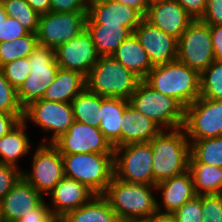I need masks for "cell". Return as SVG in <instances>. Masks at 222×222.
I'll list each match as a JSON object with an SVG mask.
<instances>
[{
    "instance_id": "obj_3",
    "label": "cell",
    "mask_w": 222,
    "mask_h": 222,
    "mask_svg": "<svg viewBox=\"0 0 222 222\" xmlns=\"http://www.w3.org/2000/svg\"><path fill=\"white\" fill-rule=\"evenodd\" d=\"M86 89L102 97L129 100L141 79L112 55L99 56L85 77Z\"/></svg>"
},
{
    "instance_id": "obj_12",
    "label": "cell",
    "mask_w": 222,
    "mask_h": 222,
    "mask_svg": "<svg viewBox=\"0 0 222 222\" xmlns=\"http://www.w3.org/2000/svg\"><path fill=\"white\" fill-rule=\"evenodd\" d=\"M23 120H31L45 132H52L49 142L47 141L45 144H53L67 132L75 121L71 103L44 99L34 101L26 106Z\"/></svg>"
},
{
    "instance_id": "obj_8",
    "label": "cell",
    "mask_w": 222,
    "mask_h": 222,
    "mask_svg": "<svg viewBox=\"0 0 222 222\" xmlns=\"http://www.w3.org/2000/svg\"><path fill=\"white\" fill-rule=\"evenodd\" d=\"M114 177L129 183L154 185L151 144L131 143L114 148Z\"/></svg>"
},
{
    "instance_id": "obj_47",
    "label": "cell",
    "mask_w": 222,
    "mask_h": 222,
    "mask_svg": "<svg viewBox=\"0 0 222 222\" xmlns=\"http://www.w3.org/2000/svg\"><path fill=\"white\" fill-rule=\"evenodd\" d=\"M26 2L40 15L50 12V0H26Z\"/></svg>"
},
{
    "instance_id": "obj_37",
    "label": "cell",
    "mask_w": 222,
    "mask_h": 222,
    "mask_svg": "<svg viewBox=\"0 0 222 222\" xmlns=\"http://www.w3.org/2000/svg\"><path fill=\"white\" fill-rule=\"evenodd\" d=\"M202 222H222V194L201 195Z\"/></svg>"
},
{
    "instance_id": "obj_18",
    "label": "cell",
    "mask_w": 222,
    "mask_h": 222,
    "mask_svg": "<svg viewBox=\"0 0 222 222\" xmlns=\"http://www.w3.org/2000/svg\"><path fill=\"white\" fill-rule=\"evenodd\" d=\"M144 19L177 40L193 19L176 0H153Z\"/></svg>"
},
{
    "instance_id": "obj_29",
    "label": "cell",
    "mask_w": 222,
    "mask_h": 222,
    "mask_svg": "<svg viewBox=\"0 0 222 222\" xmlns=\"http://www.w3.org/2000/svg\"><path fill=\"white\" fill-rule=\"evenodd\" d=\"M197 195L222 194V168L203 163H189Z\"/></svg>"
},
{
    "instance_id": "obj_7",
    "label": "cell",
    "mask_w": 222,
    "mask_h": 222,
    "mask_svg": "<svg viewBox=\"0 0 222 222\" xmlns=\"http://www.w3.org/2000/svg\"><path fill=\"white\" fill-rule=\"evenodd\" d=\"M28 60L30 73L17 90L18 100L23 108L43 98L60 68L56 62L55 50L47 46H36Z\"/></svg>"
},
{
    "instance_id": "obj_14",
    "label": "cell",
    "mask_w": 222,
    "mask_h": 222,
    "mask_svg": "<svg viewBox=\"0 0 222 222\" xmlns=\"http://www.w3.org/2000/svg\"><path fill=\"white\" fill-rule=\"evenodd\" d=\"M53 145L61 155L100 153L113 154L114 147L99 128L74 121L72 126Z\"/></svg>"
},
{
    "instance_id": "obj_45",
    "label": "cell",
    "mask_w": 222,
    "mask_h": 222,
    "mask_svg": "<svg viewBox=\"0 0 222 222\" xmlns=\"http://www.w3.org/2000/svg\"><path fill=\"white\" fill-rule=\"evenodd\" d=\"M24 114H7L0 111V138L9 133L21 120Z\"/></svg>"
},
{
    "instance_id": "obj_34",
    "label": "cell",
    "mask_w": 222,
    "mask_h": 222,
    "mask_svg": "<svg viewBox=\"0 0 222 222\" xmlns=\"http://www.w3.org/2000/svg\"><path fill=\"white\" fill-rule=\"evenodd\" d=\"M200 97L222 100V62L215 60L200 74Z\"/></svg>"
},
{
    "instance_id": "obj_20",
    "label": "cell",
    "mask_w": 222,
    "mask_h": 222,
    "mask_svg": "<svg viewBox=\"0 0 222 222\" xmlns=\"http://www.w3.org/2000/svg\"><path fill=\"white\" fill-rule=\"evenodd\" d=\"M50 209L55 217H64L69 211L75 210L89 202L96 194L84 184L64 177L50 191Z\"/></svg>"
},
{
    "instance_id": "obj_26",
    "label": "cell",
    "mask_w": 222,
    "mask_h": 222,
    "mask_svg": "<svg viewBox=\"0 0 222 222\" xmlns=\"http://www.w3.org/2000/svg\"><path fill=\"white\" fill-rule=\"evenodd\" d=\"M26 121L21 120L9 133L0 138V164L18 167L19 158L29 153L30 139L25 132Z\"/></svg>"
},
{
    "instance_id": "obj_52",
    "label": "cell",
    "mask_w": 222,
    "mask_h": 222,
    "mask_svg": "<svg viewBox=\"0 0 222 222\" xmlns=\"http://www.w3.org/2000/svg\"><path fill=\"white\" fill-rule=\"evenodd\" d=\"M52 222H66L63 217H56Z\"/></svg>"
},
{
    "instance_id": "obj_11",
    "label": "cell",
    "mask_w": 222,
    "mask_h": 222,
    "mask_svg": "<svg viewBox=\"0 0 222 222\" xmlns=\"http://www.w3.org/2000/svg\"><path fill=\"white\" fill-rule=\"evenodd\" d=\"M87 12H48L39 16L38 44L56 49L86 29Z\"/></svg>"
},
{
    "instance_id": "obj_43",
    "label": "cell",
    "mask_w": 222,
    "mask_h": 222,
    "mask_svg": "<svg viewBox=\"0 0 222 222\" xmlns=\"http://www.w3.org/2000/svg\"><path fill=\"white\" fill-rule=\"evenodd\" d=\"M200 20L208 25H222V0H207Z\"/></svg>"
},
{
    "instance_id": "obj_35",
    "label": "cell",
    "mask_w": 222,
    "mask_h": 222,
    "mask_svg": "<svg viewBox=\"0 0 222 222\" xmlns=\"http://www.w3.org/2000/svg\"><path fill=\"white\" fill-rule=\"evenodd\" d=\"M0 111L7 114H24L17 96V90L0 71Z\"/></svg>"
},
{
    "instance_id": "obj_39",
    "label": "cell",
    "mask_w": 222,
    "mask_h": 222,
    "mask_svg": "<svg viewBox=\"0 0 222 222\" xmlns=\"http://www.w3.org/2000/svg\"><path fill=\"white\" fill-rule=\"evenodd\" d=\"M19 167L0 164V202L22 177L23 170Z\"/></svg>"
},
{
    "instance_id": "obj_36",
    "label": "cell",
    "mask_w": 222,
    "mask_h": 222,
    "mask_svg": "<svg viewBox=\"0 0 222 222\" xmlns=\"http://www.w3.org/2000/svg\"><path fill=\"white\" fill-rule=\"evenodd\" d=\"M0 71L9 83L18 90L30 73L28 57L8 62L0 67Z\"/></svg>"
},
{
    "instance_id": "obj_10",
    "label": "cell",
    "mask_w": 222,
    "mask_h": 222,
    "mask_svg": "<svg viewBox=\"0 0 222 222\" xmlns=\"http://www.w3.org/2000/svg\"><path fill=\"white\" fill-rule=\"evenodd\" d=\"M183 128L189 141L222 136V100L196 99L185 108Z\"/></svg>"
},
{
    "instance_id": "obj_38",
    "label": "cell",
    "mask_w": 222,
    "mask_h": 222,
    "mask_svg": "<svg viewBox=\"0 0 222 222\" xmlns=\"http://www.w3.org/2000/svg\"><path fill=\"white\" fill-rule=\"evenodd\" d=\"M172 214L176 222H202L201 195H196Z\"/></svg>"
},
{
    "instance_id": "obj_2",
    "label": "cell",
    "mask_w": 222,
    "mask_h": 222,
    "mask_svg": "<svg viewBox=\"0 0 222 222\" xmlns=\"http://www.w3.org/2000/svg\"><path fill=\"white\" fill-rule=\"evenodd\" d=\"M144 81L155 91L177 100L184 108L200 97V73L178 60L154 65Z\"/></svg>"
},
{
    "instance_id": "obj_30",
    "label": "cell",
    "mask_w": 222,
    "mask_h": 222,
    "mask_svg": "<svg viewBox=\"0 0 222 222\" xmlns=\"http://www.w3.org/2000/svg\"><path fill=\"white\" fill-rule=\"evenodd\" d=\"M77 122L99 128L101 121V96L86 88L71 101Z\"/></svg>"
},
{
    "instance_id": "obj_13",
    "label": "cell",
    "mask_w": 222,
    "mask_h": 222,
    "mask_svg": "<svg viewBox=\"0 0 222 222\" xmlns=\"http://www.w3.org/2000/svg\"><path fill=\"white\" fill-rule=\"evenodd\" d=\"M32 163V171H23L22 177L42 195L49 194L65 177L62 155L53 144L40 143Z\"/></svg>"
},
{
    "instance_id": "obj_49",
    "label": "cell",
    "mask_w": 222,
    "mask_h": 222,
    "mask_svg": "<svg viewBox=\"0 0 222 222\" xmlns=\"http://www.w3.org/2000/svg\"><path fill=\"white\" fill-rule=\"evenodd\" d=\"M147 222H176L174 215L172 213L155 211L148 218H146Z\"/></svg>"
},
{
    "instance_id": "obj_19",
    "label": "cell",
    "mask_w": 222,
    "mask_h": 222,
    "mask_svg": "<svg viewBox=\"0 0 222 222\" xmlns=\"http://www.w3.org/2000/svg\"><path fill=\"white\" fill-rule=\"evenodd\" d=\"M43 200V195L21 177L0 202L3 221L17 222Z\"/></svg>"
},
{
    "instance_id": "obj_42",
    "label": "cell",
    "mask_w": 222,
    "mask_h": 222,
    "mask_svg": "<svg viewBox=\"0 0 222 222\" xmlns=\"http://www.w3.org/2000/svg\"><path fill=\"white\" fill-rule=\"evenodd\" d=\"M43 200L37 207L23 215L17 222H52L56 217Z\"/></svg>"
},
{
    "instance_id": "obj_23",
    "label": "cell",
    "mask_w": 222,
    "mask_h": 222,
    "mask_svg": "<svg viewBox=\"0 0 222 222\" xmlns=\"http://www.w3.org/2000/svg\"><path fill=\"white\" fill-rule=\"evenodd\" d=\"M129 100L101 96V121L99 129L115 148L122 146V116Z\"/></svg>"
},
{
    "instance_id": "obj_9",
    "label": "cell",
    "mask_w": 222,
    "mask_h": 222,
    "mask_svg": "<svg viewBox=\"0 0 222 222\" xmlns=\"http://www.w3.org/2000/svg\"><path fill=\"white\" fill-rule=\"evenodd\" d=\"M177 60L200 74L215 61L210 26L193 20L178 39Z\"/></svg>"
},
{
    "instance_id": "obj_48",
    "label": "cell",
    "mask_w": 222,
    "mask_h": 222,
    "mask_svg": "<svg viewBox=\"0 0 222 222\" xmlns=\"http://www.w3.org/2000/svg\"><path fill=\"white\" fill-rule=\"evenodd\" d=\"M122 4L133 7L138 10L143 16L146 15L149 0H117Z\"/></svg>"
},
{
    "instance_id": "obj_53",
    "label": "cell",
    "mask_w": 222,
    "mask_h": 222,
    "mask_svg": "<svg viewBox=\"0 0 222 222\" xmlns=\"http://www.w3.org/2000/svg\"><path fill=\"white\" fill-rule=\"evenodd\" d=\"M0 222H4L2 218L1 208H0Z\"/></svg>"
},
{
    "instance_id": "obj_41",
    "label": "cell",
    "mask_w": 222,
    "mask_h": 222,
    "mask_svg": "<svg viewBox=\"0 0 222 222\" xmlns=\"http://www.w3.org/2000/svg\"><path fill=\"white\" fill-rule=\"evenodd\" d=\"M89 0H50V12H88Z\"/></svg>"
},
{
    "instance_id": "obj_27",
    "label": "cell",
    "mask_w": 222,
    "mask_h": 222,
    "mask_svg": "<svg viewBox=\"0 0 222 222\" xmlns=\"http://www.w3.org/2000/svg\"><path fill=\"white\" fill-rule=\"evenodd\" d=\"M99 56L112 55L132 32L122 25H86Z\"/></svg>"
},
{
    "instance_id": "obj_1",
    "label": "cell",
    "mask_w": 222,
    "mask_h": 222,
    "mask_svg": "<svg viewBox=\"0 0 222 222\" xmlns=\"http://www.w3.org/2000/svg\"><path fill=\"white\" fill-rule=\"evenodd\" d=\"M161 130L149 143L153 151V178L157 183L189 168L190 142L183 127Z\"/></svg>"
},
{
    "instance_id": "obj_15",
    "label": "cell",
    "mask_w": 222,
    "mask_h": 222,
    "mask_svg": "<svg viewBox=\"0 0 222 222\" xmlns=\"http://www.w3.org/2000/svg\"><path fill=\"white\" fill-rule=\"evenodd\" d=\"M98 57L87 29L55 49L56 62L60 68L77 71L85 77L98 61Z\"/></svg>"
},
{
    "instance_id": "obj_46",
    "label": "cell",
    "mask_w": 222,
    "mask_h": 222,
    "mask_svg": "<svg viewBox=\"0 0 222 222\" xmlns=\"http://www.w3.org/2000/svg\"><path fill=\"white\" fill-rule=\"evenodd\" d=\"M215 60L222 62V25H209Z\"/></svg>"
},
{
    "instance_id": "obj_24",
    "label": "cell",
    "mask_w": 222,
    "mask_h": 222,
    "mask_svg": "<svg viewBox=\"0 0 222 222\" xmlns=\"http://www.w3.org/2000/svg\"><path fill=\"white\" fill-rule=\"evenodd\" d=\"M85 88L84 75L77 71L59 68L53 83L46 89L42 99L71 103Z\"/></svg>"
},
{
    "instance_id": "obj_40",
    "label": "cell",
    "mask_w": 222,
    "mask_h": 222,
    "mask_svg": "<svg viewBox=\"0 0 222 222\" xmlns=\"http://www.w3.org/2000/svg\"><path fill=\"white\" fill-rule=\"evenodd\" d=\"M29 33L30 32L23 27L18 20L7 16L0 27V43L15 40Z\"/></svg>"
},
{
    "instance_id": "obj_50",
    "label": "cell",
    "mask_w": 222,
    "mask_h": 222,
    "mask_svg": "<svg viewBox=\"0 0 222 222\" xmlns=\"http://www.w3.org/2000/svg\"><path fill=\"white\" fill-rule=\"evenodd\" d=\"M7 13L5 12L4 6L0 1V27L2 25V22L7 18Z\"/></svg>"
},
{
    "instance_id": "obj_33",
    "label": "cell",
    "mask_w": 222,
    "mask_h": 222,
    "mask_svg": "<svg viewBox=\"0 0 222 222\" xmlns=\"http://www.w3.org/2000/svg\"><path fill=\"white\" fill-rule=\"evenodd\" d=\"M5 12L11 18H15L30 33H37L39 16L26 0H0Z\"/></svg>"
},
{
    "instance_id": "obj_25",
    "label": "cell",
    "mask_w": 222,
    "mask_h": 222,
    "mask_svg": "<svg viewBox=\"0 0 222 222\" xmlns=\"http://www.w3.org/2000/svg\"><path fill=\"white\" fill-rule=\"evenodd\" d=\"M112 56L141 80H144L154 67L134 33L122 42Z\"/></svg>"
},
{
    "instance_id": "obj_44",
    "label": "cell",
    "mask_w": 222,
    "mask_h": 222,
    "mask_svg": "<svg viewBox=\"0 0 222 222\" xmlns=\"http://www.w3.org/2000/svg\"><path fill=\"white\" fill-rule=\"evenodd\" d=\"M193 20H200L205 12L207 0H176Z\"/></svg>"
},
{
    "instance_id": "obj_4",
    "label": "cell",
    "mask_w": 222,
    "mask_h": 222,
    "mask_svg": "<svg viewBox=\"0 0 222 222\" xmlns=\"http://www.w3.org/2000/svg\"><path fill=\"white\" fill-rule=\"evenodd\" d=\"M155 185L129 183L113 177L103 196L119 220L146 219L157 211V199L152 194Z\"/></svg>"
},
{
    "instance_id": "obj_6",
    "label": "cell",
    "mask_w": 222,
    "mask_h": 222,
    "mask_svg": "<svg viewBox=\"0 0 222 222\" xmlns=\"http://www.w3.org/2000/svg\"><path fill=\"white\" fill-rule=\"evenodd\" d=\"M129 103L162 130L183 127L185 108L174 98L155 91L144 80L137 85Z\"/></svg>"
},
{
    "instance_id": "obj_5",
    "label": "cell",
    "mask_w": 222,
    "mask_h": 222,
    "mask_svg": "<svg viewBox=\"0 0 222 222\" xmlns=\"http://www.w3.org/2000/svg\"><path fill=\"white\" fill-rule=\"evenodd\" d=\"M65 177L103 195L114 177V154L84 153L62 155Z\"/></svg>"
},
{
    "instance_id": "obj_21",
    "label": "cell",
    "mask_w": 222,
    "mask_h": 222,
    "mask_svg": "<svg viewBox=\"0 0 222 222\" xmlns=\"http://www.w3.org/2000/svg\"><path fill=\"white\" fill-rule=\"evenodd\" d=\"M157 191L162 192V203L157 202V210L173 213L197 194L189 170L156 184ZM163 207V209H162Z\"/></svg>"
},
{
    "instance_id": "obj_16",
    "label": "cell",
    "mask_w": 222,
    "mask_h": 222,
    "mask_svg": "<svg viewBox=\"0 0 222 222\" xmlns=\"http://www.w3.org/2000/svg\"><path fill=\"white\" fill-rule=\"evenodd\" d=\"M143 19L138 10L117 0H89L86 25H122L133 33Z\"/></svg>"
},
{
    "instance_id": "obj_31",
    "label": "cell",
    "mask_w": 222,
    "mask_h": 222,
    "mask_svg": "<svg viewBox=\"0 0 222 222\" xmlns=\"http://www.w3.org/2000/svg\"><path fill=\"white\" fill-rule=\"evenodd\" d=\"M189 142V163H203L222 168V136Z\"/></svg>"
},
{
    "instance_id": "obj_28",
    "label": "cell",
    "mask_w": 222,
    "mask_h": 222,
    "mask_svg": "<svg viewBox=\"0 0 222 222\" xmlns=\"http://www.w3.org/2000/svg\"><path fill=\"white\" fill-rule=\"evenodd\" d=\"M63 218L66 222H119L103 195H95L89 202L69 211Z\"/></svg>"
},
{
    "instance_id": "obj_32",
    "label": "cell",
    "mask_w": 222,
    "mask_h": 222,
    "mask_svg": "<svg viewBox=\"0 0 222 222\" xmlns=\"http://www.w3.org/2000/svg\"><path fill=\"white\" fill-rule=\"evenodd\" d=\"M38 45L36 33L0 43V67L19 58H27Z\"/></svg>"
},
{
    "instance_id": "obj_22",
    "label": "cell",
    "mask_w": 222,
    "mask_h": 222,
    "mask_svg": "<svg viewBox=\"0 0 222 222\" xmlns=\"http://www.w3.org/2000/svg\"><path fill=\"white\" fill-rule=\"evenodd\" d=\"M162 129L130 103L122 116V146L150 142Z\"/></svg>"
},
{
    "instance_id": "obj_17",
    "label": "cell",
    "mask_w": 222,
    "mask_h": 222,
    "mask_svg": "<svg viewBox=\"0 0 222 222\" xmlns=\"http://www.w3.org/2000/svg\"><path fill=\"white\" fill-rule=\"evenodd\" d=\"M133 33L147 52L153 65L177 60L178 40L172 35L154 27L145 19L141 21Z\"/></svg>"
},
{
    "instance_id": "obj_51",
    "label": "cell",
    "mask_w": 222,
    "mask_h": 222,
    "mask_svg": "<svg viewBox=\"0 0 222 222\" xmlns=\"http://www.w3.org/2000/svg\"><path fill=\"white\" fill-rule=\"evenodd\" d=\"M119 222H147L146 219H123L119 220Z\"/></svg>"
}]
</instances>
